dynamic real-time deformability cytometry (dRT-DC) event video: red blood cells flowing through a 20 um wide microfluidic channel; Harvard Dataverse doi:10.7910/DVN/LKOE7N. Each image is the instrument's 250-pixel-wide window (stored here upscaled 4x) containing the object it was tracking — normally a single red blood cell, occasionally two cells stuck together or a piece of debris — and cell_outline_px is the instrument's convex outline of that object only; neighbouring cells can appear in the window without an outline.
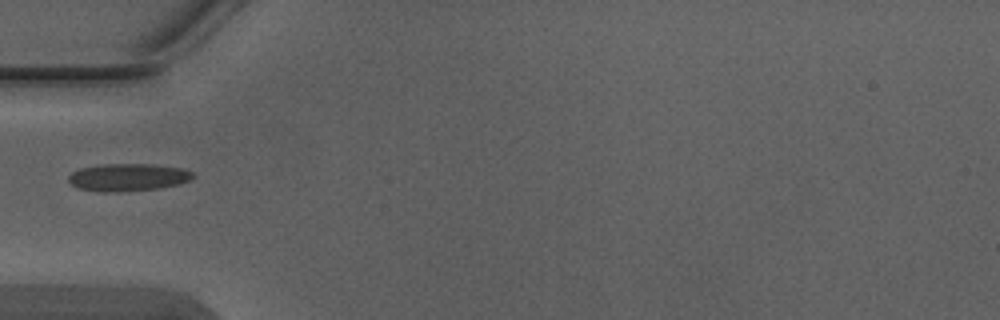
{"species": "Egyptian fruit bat (a non-hibernating species)", "species_latin": "Rousettus aegyptiacus", "temperature_condition": "warm", "stored_images_in_passage": 3, "camera_frame_rate_fps": 3000, "um_per_image_px": 0.085, "animal": {"sex": "male"}, "frame": {"image": 1, "passage_image": 2, "time_ms": 0.333, "image_size_px": [1000, 320], "cell_outline_px": [[196, 176], [180, 184], [160, 188], [120, 192], [104, 192], [76, 188], [68, 180], [68, 176], [72, 172], [80, 168], [100, 164], [152, 164], [184, 168], [192, 172]], "centroid_in_image_um": [10.88, 15.07], "position_along_channel_um": 74.1, "area_um2": 20.17}}
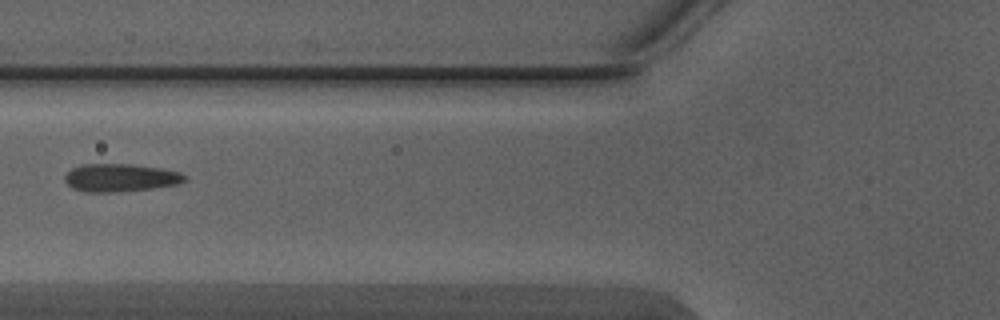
{"frame": {"image": 2, "passage_image": 3, "time_ms": 0.667, "image_size_px": [1000, 320], "cell_outline_px": [[188, 180], [176, 184], [152, 188], [116, 192], [84, 192], [72, 188], [64, 180], [64, 176], [72, 168], [80, 164], [132, 164], [160, 168], [180, 172], [188, 176]], "centroid_in_image_um": [10.23, 15.1], "position_along_channel_um": 115.6, "area_um2": 19.59}}